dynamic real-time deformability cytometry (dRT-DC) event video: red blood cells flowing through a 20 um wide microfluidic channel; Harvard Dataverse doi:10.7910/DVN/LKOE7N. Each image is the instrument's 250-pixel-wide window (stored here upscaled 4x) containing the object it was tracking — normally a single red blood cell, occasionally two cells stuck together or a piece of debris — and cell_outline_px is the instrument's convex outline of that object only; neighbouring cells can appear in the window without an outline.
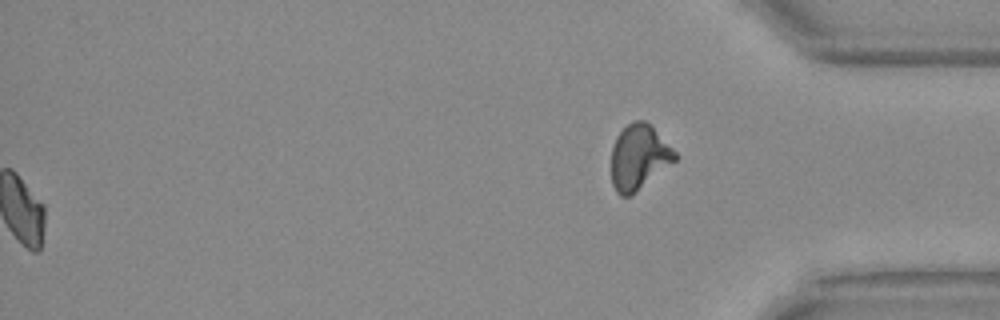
{"species": "Egyptian fruit bat (a non-hibernating species)", "species_latin": "Rousettus aegyptiacus", "temperature_condition": "warm", "stored_images_in_passage": 55, "segment_of_instrument_passage": [2, 2], "camera_frame_rate_fps": 3000, "um_per_image_px": 0.085, "animal": {"sex": "female"}, "frame": {"image": 1, "passage_image": 55, "time_ms": 18.0, "image_size_px": [1000, 320], "cell_outline_px": [[676, 160], [632, 196], [620, 196], [616, 192], [612, 184], [612, 148], [616, 136], [632, 120], [644, 120], [676, 152]], "centroid_in_image_um": [54.28, 13.39], "position_along_channel_um": 380.9, "area_um2": 23.87}}